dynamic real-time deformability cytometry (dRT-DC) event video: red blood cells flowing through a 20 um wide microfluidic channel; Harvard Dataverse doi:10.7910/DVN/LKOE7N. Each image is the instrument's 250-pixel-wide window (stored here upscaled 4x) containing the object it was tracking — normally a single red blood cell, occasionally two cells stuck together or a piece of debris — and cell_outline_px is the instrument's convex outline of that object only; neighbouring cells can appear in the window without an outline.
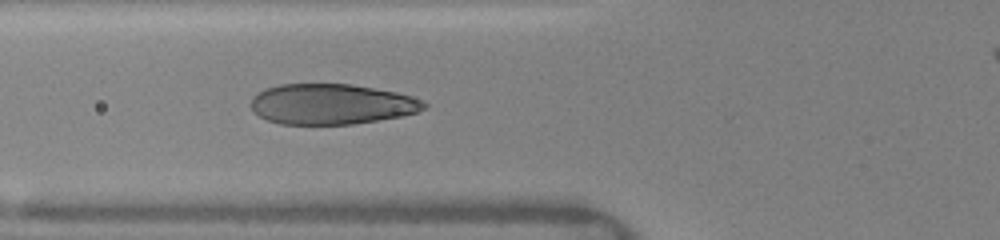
{"species": "human", "species_latin": "Homo sapiens", "temperature_condition": "warm", "stored_images_in_passage": 32, "camera_frame_rate_fps": 3000, "um_per_image_px": 0.085, "donor": {"sex": "female"}, "frame": {"image": 1, "passage_image": 15, "time_ms": 6.0, "image_size_px": [1000, 240], "cell_outline_px": [[428, 104], [424, 108], [416, 112], [400, 116], [352, 124], [280, 124], [268, 120], [260, 116], [252, 108], [252, 96], [264, 88], [280, 84], [352, 84], [396, 92], [412, 96]], "centroid_in_image_um": [28.16, 8.84], "position_along_channel_um": 97.6, "area_um2": 40.58}}
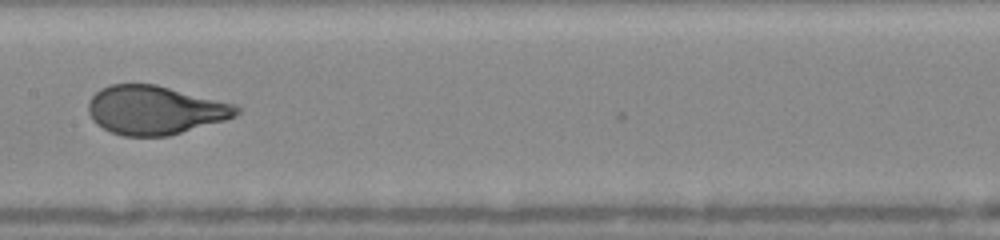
{"frame": {"image": 2, "passage_image": 19, "time_ms": 8.333, "image_size_px": [1000, 240], "cell_outline_px": [[240, 112], [236, 116], [224, 120], [168, 136], [124, 136], [112, 132], [96, 124], [92, 120], [88, 112], [88, 100], [100, 88], [112, 84], [156, 84], [236, 104], [240, 108]], "centroid_in_image_um": [13.16, 9.35], "position_along_channel_um": 194.2, "area_um2": 42.14}}
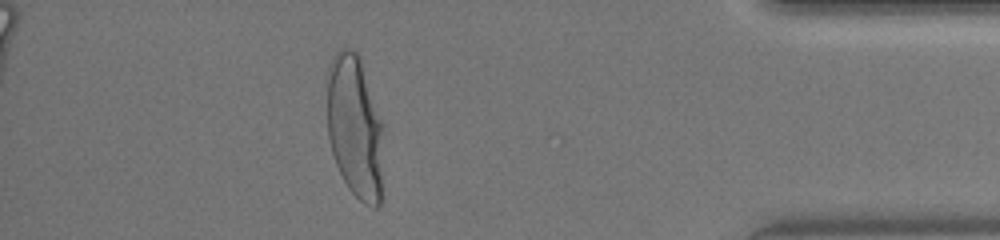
{"frame": {"image": 3, "passage_image": 30, "time_ms": 14.333, "image_size_px": [1000, 240], "cell_outline_px": [[384, 128], [380, 204], [376, 208], [372, 208], [364, 204], [348, 188], [336, 164], [332, 152], [328, 136], [328, 68], [336, 52], [340, 48], [348, 48], [356, 52], [360, 56], [384, 124]], "centroid_in_image_um": [30.2, 10.79], "position_along_channel_um": 405.0, "area_um2": 47.57}, "authors_computed_cell_mechanics": {"area_um2": 43.2633, "velocity_mm_per_s": 4.108, "shape_relaxation_time_tau1_ms": 3.6952, "shape_relaxation_time_tau2_ms": null, "deformation_change_tau1": 0.1974, "deformation_change_tau2": null}}